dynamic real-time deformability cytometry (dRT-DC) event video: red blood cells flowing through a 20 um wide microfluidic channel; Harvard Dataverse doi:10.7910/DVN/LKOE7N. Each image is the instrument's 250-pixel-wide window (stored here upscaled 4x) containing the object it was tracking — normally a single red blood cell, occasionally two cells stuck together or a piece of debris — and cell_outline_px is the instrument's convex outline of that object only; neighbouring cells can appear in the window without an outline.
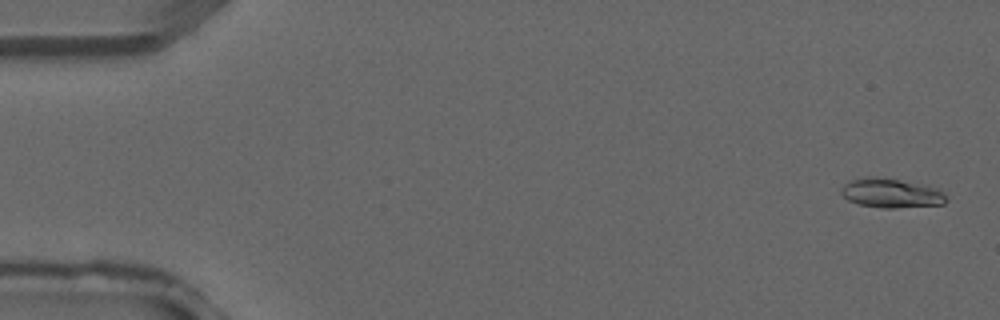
{"species": "common noctule bat (a hibernating species)", "species_latin": "Nyctalus noctula", "temperature_condition": "warm", "stored_images_in_passage": 5, "camera_frame_rate_fps": 3000, "um_per_image_px": 0.085, "animal": {"sex": "male", "forearm_length_mm": 52.5}, "frame": {"image": 1, "passage_image": 1, "time_ms": 0.0, "image_size_px": [1000, 320], "cell_outline_px": [[948, 200], [944, 204], [896, 208], [884, 208], [860, 204], [848, 200], [840, 192], [840, 188], [844, 184], [852, 180], [868, 176], [872, 176], [900, 180], [940, 188], [944, 192]], "centroid_in_image_um": [75.78, 16.41], "position_along_channel_um": 9.2, "area_um2": 17.98}}
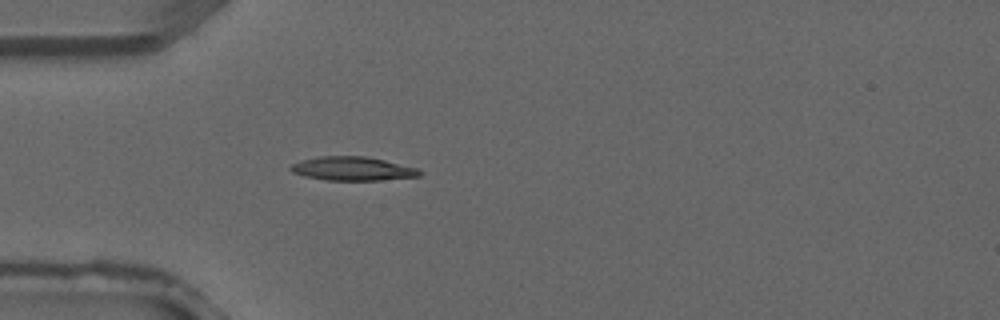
{"frame": {"image": 2, "passage_image": 4, "time_ms": 1.0, "image_size_px": [1000, 320], "cell_outline_px": [[420, 176], [380, 180], [324, 180], [304, 176], [292, 172], [288, 168], [292, 164], [300, 160], [320, 156], [368, 156], [416, 168], [420, 172]], "centroid_in_image_um": [29.9, 14.33], "position_along_channel_um": 55.1, "area_um2": 17.8}}